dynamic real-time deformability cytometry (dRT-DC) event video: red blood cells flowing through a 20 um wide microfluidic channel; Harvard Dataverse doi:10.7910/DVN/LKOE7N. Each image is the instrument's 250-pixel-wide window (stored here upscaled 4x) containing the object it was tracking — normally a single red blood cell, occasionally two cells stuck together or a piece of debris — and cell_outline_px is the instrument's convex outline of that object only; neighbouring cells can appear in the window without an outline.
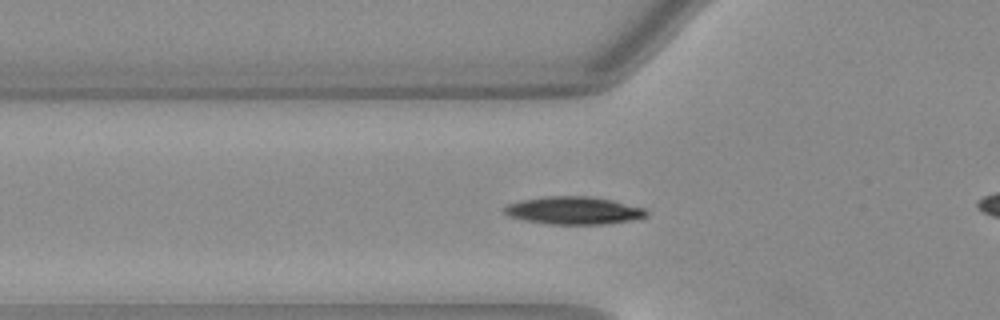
{"species": "Egyptian fruit bat (a non-hibernating species)", "species_latin": "Rousettus aegyptiacus", "temperature_condition": "warm", "stored_images_in_passage": 34, "camera_frame_rate_fps": 3000, "um_per_image_px": 0.085, "animal": {"sex": "female"}, "frame": {"image": 1, "passage_image": 18, "time_ms": 5.667, "image_size_px": [1000, 320], "cell_outline_px": [[648, 212], [644, 216], [628, 220], [604, 224], [552, 224], [524, 220], [508, 216], [504, 212], [504, 208], [508, 204], [524, 200], [548, 196], [584, 196], [608, 200], [644, 208]], "centroid_in_image_um": [48.7, 17.9], "position_along_channel_um": 77.1, "area_um2": 22.25}}
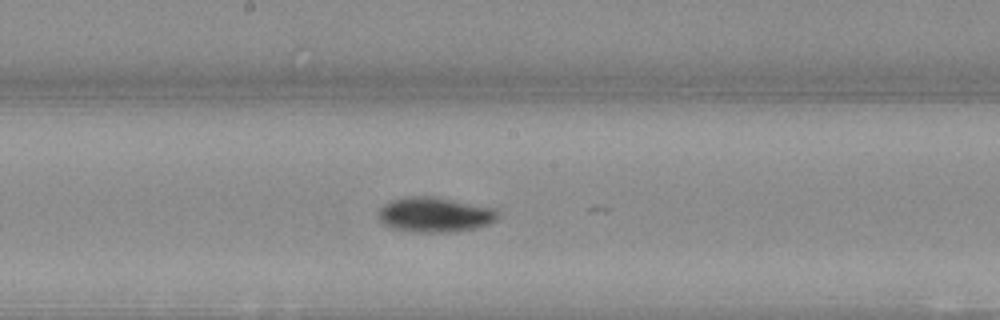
{"frame": {"image": 2, "passage_image": 28, "time_ms": 9.0, "image_size_px": [1000, 320], "cell_outline_px": [[496, 220], [488, 224], [476, 228], [456, 232], [416, 232], [392, 228], [384, 224], [380, 220], [380, 208], [384, 204], [392, 200], [416, 196], [432, 196], [488, 208], [496, 212]], "centroid_in_image_um": [36.91, 18.27], "position_along_channel_um": 211.3, "area_um2": 23.58}}
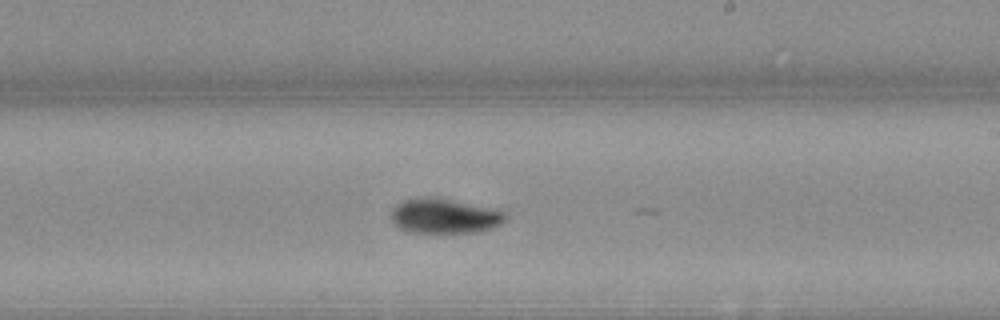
{"frame": {"image": 3, "passage_image": 31, "time_ms": 10.0, "image_size_px": [1000, 320], "cell_outline_px": [[504, 220], [500, 224], [492, 228], [480, 232], [408, 232], [396, 228], [392, 224], [392, 212], [404, 200], [428, 196], [440, 196], [504, 212]], "centroid_in_image_um": [37.74, 18.36], "position_along_channel_um": 251.3, "area_um2": 23.06}}